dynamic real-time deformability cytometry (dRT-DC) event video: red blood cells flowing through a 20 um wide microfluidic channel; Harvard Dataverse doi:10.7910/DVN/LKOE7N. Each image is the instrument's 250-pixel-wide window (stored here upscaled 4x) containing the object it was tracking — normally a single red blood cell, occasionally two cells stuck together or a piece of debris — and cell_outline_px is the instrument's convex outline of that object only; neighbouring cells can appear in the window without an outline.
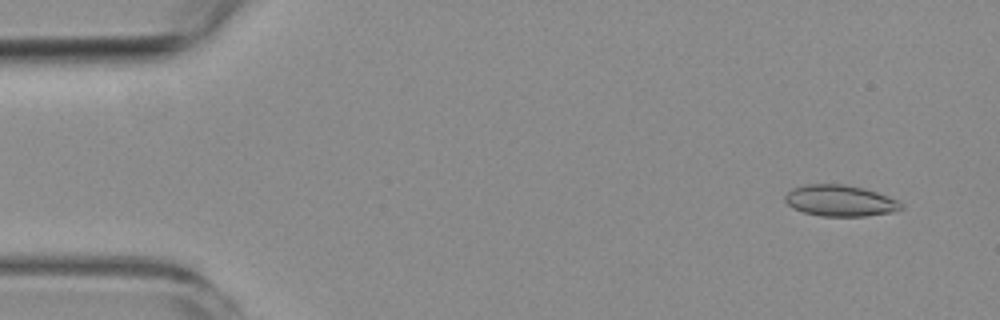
{"species": "common noctule bat (a hibernating species)", "species_latin": "Nyctalus noctula", "temperature_condition": "room temperature", "stored_images_in_passage": 6, "camera_frame_rate_fps": 3000, "um_per_image_px": 0.085, "animal": {"sex": "female", "body_mass_g": 19.3, "forearm_length_mm": 54.1}, "frame": {"image": 1, "passage_image": 2, "time_ms": 1.0, "image_size_px": [1000, 320], "cell_outline_px": [[904, 208], [888, 212], [864, 216], [820, 216], [804, 212], [792, 208], [784, 200], [784, 196], [792, 188], [804, 184], [844, 184], [864, 188], [888, 196], [904, 204]], "centroid_in_image_um": [71.37, 17.05], "position_along_channel_um": 13.6, "area_um2": 21.1}}
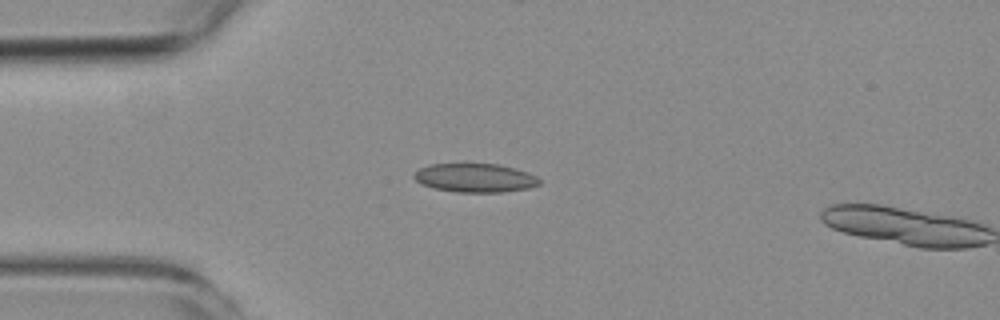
{"frame": {"image": 2, "passage_image": 5, "time_ms": 4.333, "image_size_px": [1000, 320], "cell_outline_px": [[540, 184], [528, 188], [500, 192], [456, 192], [432, 188], [420, 184], [412, 176], [420, 168], [428, 164], [464, 160], [500, 164], [516, 168], [528, 172], [536, 176], [540, 180]], "centroid_in_image_um": [40.32, 15.05], "position_along_channel_um": 44.7, "area_um2": 22.14}}